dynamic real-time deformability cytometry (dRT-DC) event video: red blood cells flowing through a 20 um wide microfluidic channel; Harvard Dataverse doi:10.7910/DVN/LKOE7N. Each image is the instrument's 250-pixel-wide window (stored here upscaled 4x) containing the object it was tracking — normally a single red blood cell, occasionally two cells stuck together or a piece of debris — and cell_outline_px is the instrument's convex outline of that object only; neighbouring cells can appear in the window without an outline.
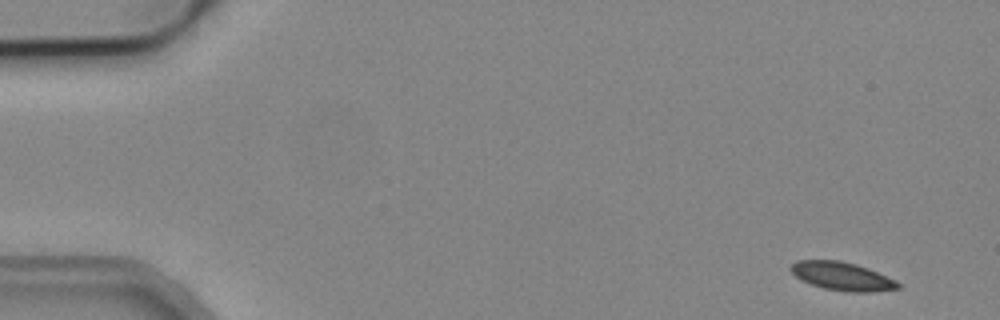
{"species": "common noctule bat (a hibernating species)", "species_latin": "Nyctalus noctula", "temperature_condition": "cold", "stored_images_in_passage": 7, "camera_frame_rate_fps": 3000, "um_per_image_px": 0.085, "animal": {"sex": "male", "body_mass_g": 19.2, "forearm_length_mm": 51.8}, "frame": {"image": 1, "passage_image": 1, "time_ms": 0.0, "image_size_px": [1000, 320], "cell_outline_px": [[900, 288], [872, 292], [852, 292], [824, 288], [812, 284], [796, 276], [788, 268], [796, 260], [840, 260], [856, 264], [868, 268], [896, 280], [900, 284]], "centroid_in_image_um": [71.59, 23.47], "position_along_channel_um": 13.4, "area_um2": 17.57}}
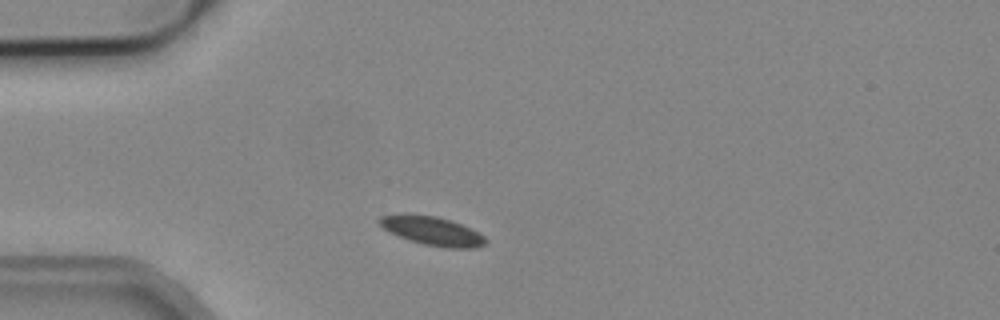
{"frame": {"image": 2, "passage_image": 5, "time_ms": 1.333, "image_size_px": [1000, 320], "cell_outline_px": [[488, 240], [484, 244], [476, 248], [448, 248], [424, 244], [408, 240], [384, 228], [376, 220], [380, 216], [436, 216], [452, 220], [484, 236]], "centroid_in_image_um": [36.8, 19.66], "position_along_channel_um": 48.2, "area_um2": 17.05}}